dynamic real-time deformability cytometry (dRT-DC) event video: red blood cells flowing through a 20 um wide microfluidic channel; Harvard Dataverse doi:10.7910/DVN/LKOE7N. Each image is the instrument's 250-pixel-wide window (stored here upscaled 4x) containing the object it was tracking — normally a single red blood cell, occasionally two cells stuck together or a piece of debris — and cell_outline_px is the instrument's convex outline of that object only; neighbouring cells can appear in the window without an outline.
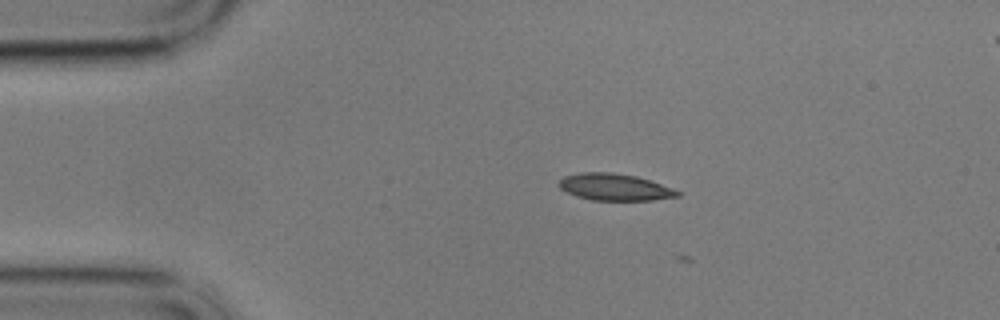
{"species": "common noctule bat (a hibernating species)", "species_latin": "Nyctalus noctula", "temperature_condition": "cold", "stored_images_in_passage": 2, "camera_frame_rate_fps": 3000, "um_per_image_px": 0.085, "animal": {"sex": "male", "body_mass_g": 17.9}, "frame": {"image": 1, "passage_image": 1, "time_ms": 0.0, "image_size_px": [1000, 320], "cell_outline_px": [[680, 196], [652, 200], [592, 200], [576, 196], [560, 188], [560, 180], [564, 176], [580, 172], [612, 172], [636, 176], [672, 188], [680, 192]], "centroid_in_image_um": [52.24, 15.9], "position_along_channel_um": 32.8, "area_um2": 18.32}}